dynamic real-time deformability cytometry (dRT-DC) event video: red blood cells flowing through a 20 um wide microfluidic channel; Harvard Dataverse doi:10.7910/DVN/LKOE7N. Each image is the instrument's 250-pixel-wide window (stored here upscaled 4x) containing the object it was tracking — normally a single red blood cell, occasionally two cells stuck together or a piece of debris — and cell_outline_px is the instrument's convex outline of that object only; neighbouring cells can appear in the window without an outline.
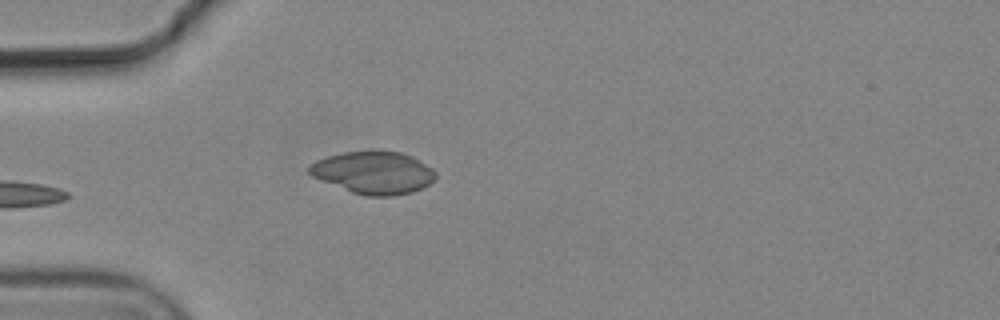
{"species": "common noctule bat (a hibernating species)", "species_latin": "Nyctalus noctula", "temperature_condition": "cold", "stored_images_in_passage": 5, "camera_frame_rate_fps": 3000, "um_per_image_px": 0.085, "animal": {"sex": "male", "body_mass_g": 19.2, "forearm_length_mm": 51.8}, "frame": {"image": 1, "passage_image": 5, "time_ms": 1.333, "image_size_px": [1000, 320], "cell_outline_px": [[436, 176], [428, 184], [412, 192], [396, 196], [364, 196], [352, 192], [312, 176], [308, 172], [308, 168], [316, 160], [328, 156], [344, 152], [376, 148], [400, 152], [412, 156], [432, 168], [436, 172]], "centroid_in_image_um": [31.76, 14.64], "position_along_channel_um": 53.2, "area_um2": 31.56}}